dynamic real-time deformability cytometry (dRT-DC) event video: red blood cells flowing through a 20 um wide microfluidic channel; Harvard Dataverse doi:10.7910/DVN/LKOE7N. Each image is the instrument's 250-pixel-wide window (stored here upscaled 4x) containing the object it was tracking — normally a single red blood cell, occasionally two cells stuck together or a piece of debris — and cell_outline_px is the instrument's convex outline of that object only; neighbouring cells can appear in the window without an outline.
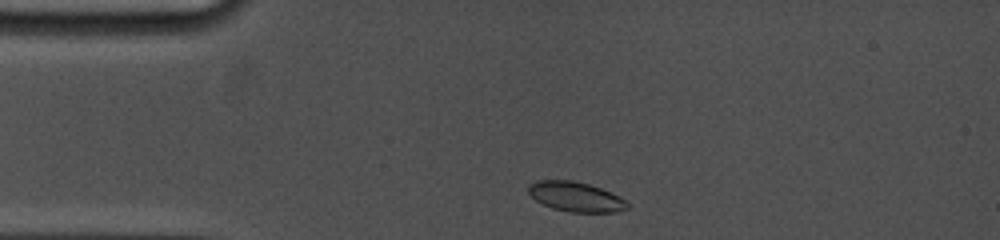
{"species": "common noctule bat (a hibernating species)", "species_latin": "Nyctalus noctula", "temperature_condition": "cold", "stored_images_in_passage": 31, "camera_frame_rate_fps": 5000, "um_per_image_px": 0.085, "animal": {"sex": "female", "body_mass_g": 19.0, "forearm_length_mm": 53.3}, "frame": {"image": 1, "passage_image": 1, "time_ms": 0.0, "image_size_px": [1000, 240], "cell_outline_px": [[628, 208], [616, 212], [568, 212], [552, 208], [536, 200], [528, 192], [528, 184], [536, 180], [572, 180], [588, 184], [600, 188], [620, 196], [628, 200]], "centroid_in_image_um": [48.95, 16.72], "position_along_channel_um": 36.1, "area_um2": 17.22}}
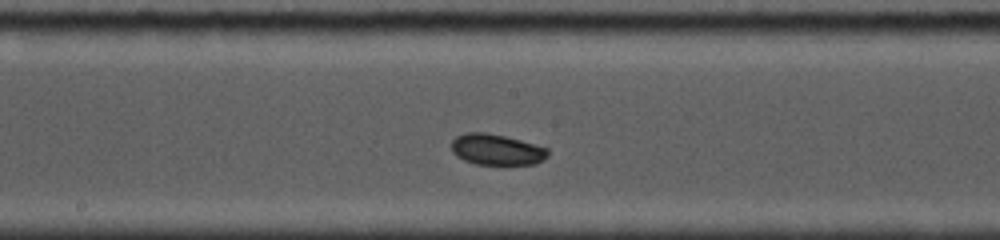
{"frame": {"image": 2, "passage_image": 16, "time_ms": 5.4, "image_size_px": [1000, 240], "cell_outline_px": [[548, 156], [544, 160], [536, 164], [476, 164], [464, 160], [456, 156], [452, 152], [452, 140], [456, 136], [468, 132], [484, 132], [504, 136], [520, 140], [548, 148]], "centroid_in_image_um": [42.21, 12.72], "position_along_channel_um": 206.0, "area_um2": 17.34}}
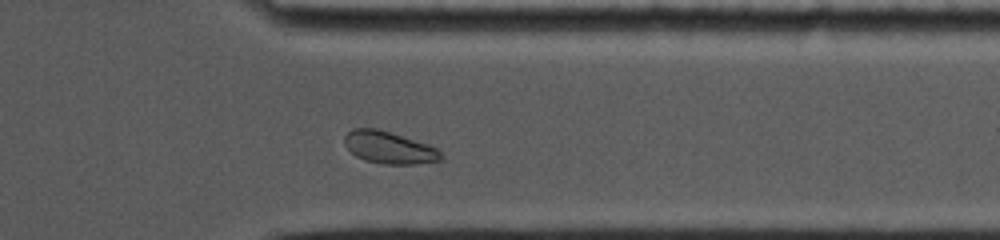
{"frame": {"image": 3, "passage_image": 27, "time_ms": 10.0, "image_size_px": [1000, 240], "cell_outline_px": [[444, 156], [440, 160], [416, 164], [384, 164], [364, 160], [356, 156], [344, 144], [344, 136], [352, 128], [376, 128], [428, 144], [436, 148]], "centroid_in_image_um": [33.06, 12.54], "position_along_channel_um": 378.3, "area_um2": 17.98}, "authors_computed_cell_mechanics": {"area_um2": 17.4556, "velocity_mm_per_s": 3.7353, "shape_relaxation_time_tau1_ms": 5.0082, "shape_relaxation_time_tau2_ms": 10.1619, "deformation_change_tau1": 0.0706, "deformation_change_tau2": 0.0915}}